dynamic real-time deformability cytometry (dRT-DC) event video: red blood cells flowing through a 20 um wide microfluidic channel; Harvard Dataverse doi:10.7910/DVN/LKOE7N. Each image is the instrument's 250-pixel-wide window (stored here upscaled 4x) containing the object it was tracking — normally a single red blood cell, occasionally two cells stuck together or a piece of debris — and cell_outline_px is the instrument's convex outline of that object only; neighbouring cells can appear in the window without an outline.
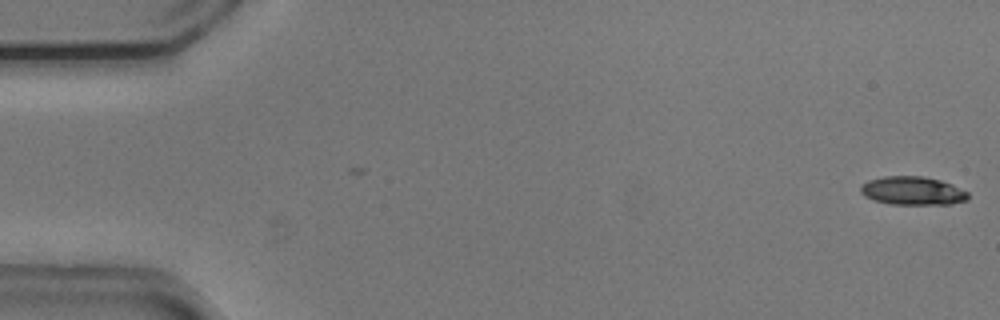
{"species": "common noctule bat (a hibernating species)", "species_latin": "Nyctalus noctula", "temperature_condition": "cold", "stored_images_in_passage": 2, "camera_frame_rate_fps": 3000, "um_per_image_px": 0.085, "animal": {"sex": "male", "body_mass_g": 20.5, "forearm_length_mm": 52.5}, "frame": {"image": 1, "passage_image": 2, "time_ms": 0.333, "image_size_px": [1000, 320], "cell_outline_px": [[968, 200], [952, 204], [888, 204], [864, 196], [860, 192], [860, 188], [868, 180], [884, 176], [924, 176], [940, 180], [952, 184], [968, 192]], "centroid_in_image_um": [77.59, 16.21], "position_along_channel_um": 7.4, "area_um2": 17.8}}